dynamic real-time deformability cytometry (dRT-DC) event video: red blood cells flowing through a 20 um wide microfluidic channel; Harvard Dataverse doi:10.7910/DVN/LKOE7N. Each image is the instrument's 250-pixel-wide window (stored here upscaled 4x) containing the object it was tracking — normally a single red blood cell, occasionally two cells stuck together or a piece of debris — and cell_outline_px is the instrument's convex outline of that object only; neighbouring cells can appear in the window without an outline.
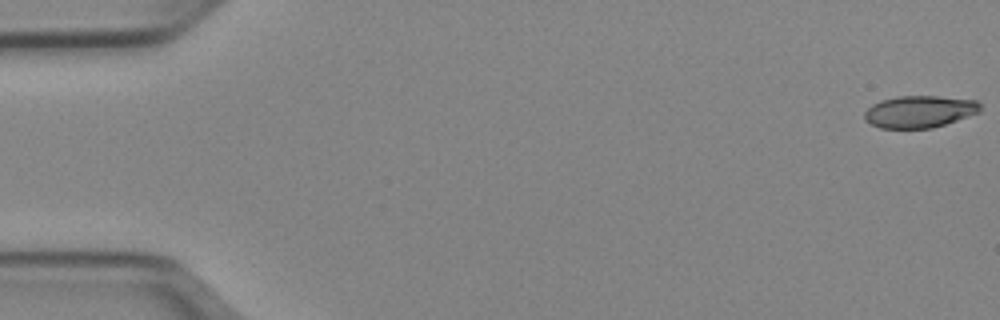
{"species": "Egyptian fruit bat (a non-hibernating species)", "species_latin": "Rousettus aegyptiacus", "temperature_condition": "cold", "stored_images_in_passage": 52, "camera_frame_rate_fps": 3000, "um_per_image_px": 0.085, "animal": {"sex": "female"}, "frame": {"image": 1, "passage_image": 1, "time_ms": 0.0, "image_size_px": [1000, 320], "cell_outline_px": [[980, 112], [932, 128], [880, 128], [864, 120], [864, 112], [872, 104], [880, 100], [896, 96], [936, 96], [976, 100], [980, 104]], "centroid_in_image_um": [78.12, 9.48], "position_along_channel_um": 6.9, "area_um2": 21.56}}
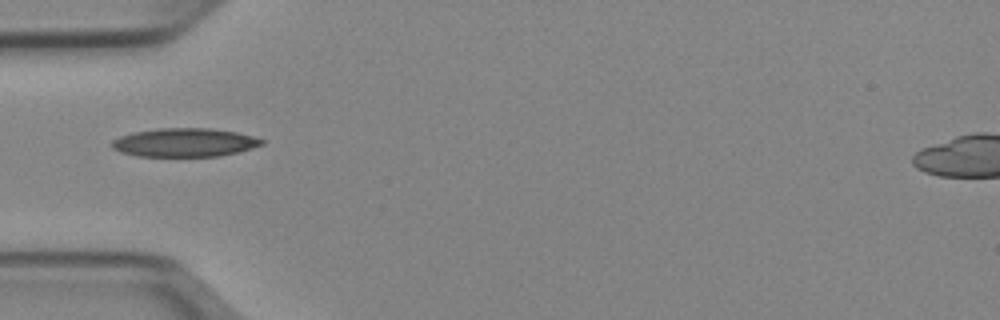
{"frame": {"image": 2, "passage_image": 17, "time_ms": 5.333, "image_size_px": [1000, 320], "cell_outline_px": [[264, 144], [252, 148], [220, 156], [136, 156], [120, 152], [112, 148], [112, 140], [120, 136], [132, 132], [160, 128], [212, 128], [236, 132], [252, 136], [264, 140]], "centroid_in_image_um": [15.67, 12.11], "position_along_channel_um": 69.3, "area_um2": 24.97}}
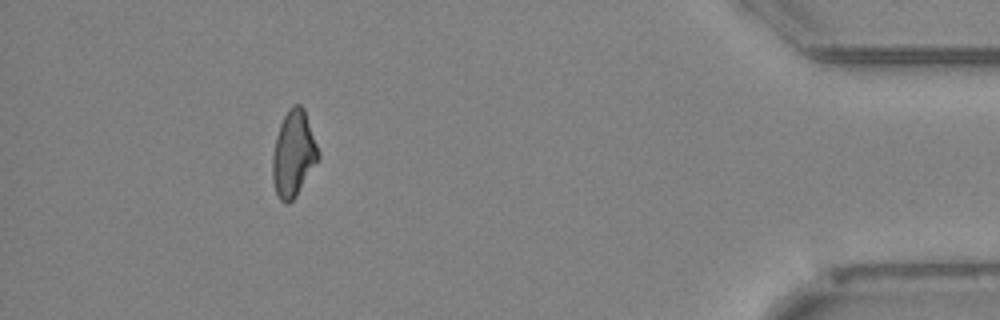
{"frame": {"image": 3, "passage_image": 47, "time_ms": 15.333, "image_size_px": [1000, 320], "cell_outline_px": [[320, 156], [296, 196], [288, 204], [284, 204], [280, 200], [276, 192], [272, 180], [272, 156], [276, 136], [280, 124], [288, 108], [292, 104], [300, 104], [304, 108], [320, 152]], "centroid_in_image_um": [24.94, 13.06], "position_along_channel_um": 410.3, "area_um2": 23.0}, "authors_computed_cell_mechanics": {"area_um2": 23.12, "velocity_mm_per_s": 3.9633, "shape_relaxation_time_tau1_ms": 9.1155, "shape_relaxation_time_tau2_ms": 4.1632, "deformation_change_tau1": 0.1936, "deformation_change_tau2": 0.1159}}